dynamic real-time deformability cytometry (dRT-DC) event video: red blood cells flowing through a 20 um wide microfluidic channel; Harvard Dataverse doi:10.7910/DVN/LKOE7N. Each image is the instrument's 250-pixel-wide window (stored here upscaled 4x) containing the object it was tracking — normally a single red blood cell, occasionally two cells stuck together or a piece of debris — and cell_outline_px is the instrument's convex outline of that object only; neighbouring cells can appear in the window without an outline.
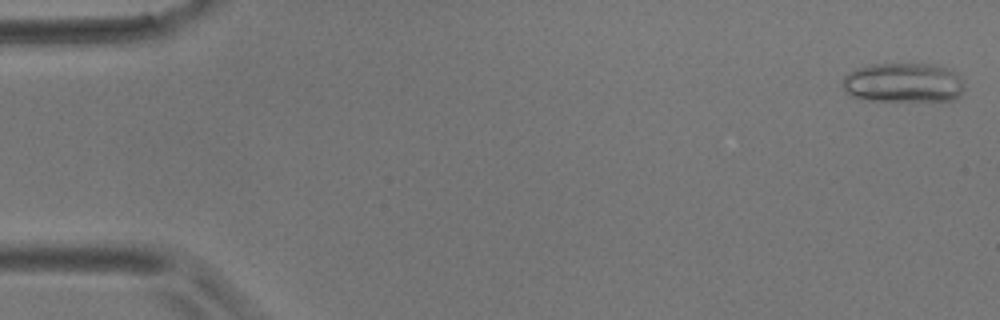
{"species": "common noctule bat (a hibernating species)", "species_latin": "Nyctalus noctula", "temperature_condition": "room temperature", "stored_images_in_passage": 4, "camera_frame_rate_fps": 3000, "um_per_image_px": 0.085, "animal": {"sex": "male", "body_mass_g": 17.9}, "frame": {"image": 1, "passage_image": 1, "time_ms": 0.0, "image_size_px": [1000, 320], "cell_outline_px": [[964, 88], [960, 96], [956, 100], [868, 100], [852, 96], [844, 92], [840, 84], [844, 76], [848, 72], [856, 68], [868, 64], [932, 64], [952, 68], [964, 80]], "centroid_in_image_um": [76.79, 7.01], "position_along_channel_um": 8.2, "area_um2": 28.61}}